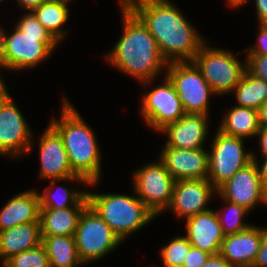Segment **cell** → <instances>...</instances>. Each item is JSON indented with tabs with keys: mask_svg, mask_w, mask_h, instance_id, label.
<instances>
[{
	"mask_svg": "<svg viewBox=\"0 0 267 267\" xmlns=\"http://www.w3.org/2000/svg\"><path fill=\"white\" fill-rule=\"evenodd\" d=\"M147 27L157 41L163 59L192 62L206 42L169 0H120Z\"/></svg>",
	"mask_w": 267,
	"mask_h": 267,
	"instance_id": "6da1fadb",
	"label": "cell"
},
{
	"mask_svg": "<svg viewBox=\"0 0 267 267\" xmlns=\"http://www.w3.org/2000/svg\"><path fill=\"white\" fill-rule=\"evenodd\" d=\"M120 5L123 17L122 37L105 58L124 74L136 78L142 85H148L162 69L166 70L168 63L143 22L123 2Z\"/></svg>",
	"mask_w": 267,
	"mask_h": 267,
	"instance_id": "7a4b0ae2",
	"label": "cell"
},
{
	"mask_svg": "<svg viewBox=\"0 0 267 267\" xmlns=\"http://www.w3.org/2000/svg\"><path fill=\"white\" fill-rule=\"evenodd\" d=\"M60 120L52 118L50 125L62 137L72 171L96 185L101 178V151L92 129L79 112L63 98Z\"/></svg>",
	"mask_w": 267,
	"mask_h": 267,
	"instance_id": "3957f363",
	"label": "cell"
},
{
	"mask_svg": "<svg viewBox=\"0 0 267 267\" xmlns=\"http://www.w3.org/2000/svg\"><path fill=\"white\" fill-rule=\"evenodd\" d=\"M58 43L28 12L19 19L12 34H5L2 67L10 71L34 68L51 55Z\"/></svg>",
	"mask_w": 267,
	"mask_h": 267,
	"instance_id": "277c9868",
	"label": "cell"
},
{
	"mask_svg": "<svg viewBox=\"0 0 267 267\" xmlns=\"http://www.w3.org/2000/svg\"><path fill=\"white\" fill-rule=\"evenodd\" d=\"M88 204L123 241L156 215L137 196L87 192Z\"/></svg>",
	"mask_w": 267,
	"mask_h": 267,
	"instance_id": "5b68a950",
	"label": "cell"
},
{
	"mask_svg": "<svg viewBox=\"0 0 267 267\" xmlns=\"http://www.w3.org/2000/svg\"><path fill=\"white\" fill-rule=\"evenodd\" d=\"M192 62L216 95L233 92L246 71V61L242 64L229 50L209 47L207 42Z\"/></svg>",
	"mask_w": 267,
	"mask_h": 267,
	"instance_id": "8992f818",
	"label": "cell"
},
{
	"mask_svg": "<svg viewBox=\"0 0 267 267\" xmlns=\"http://www.w3.org/2000/svg\"><path fill=\"white\" fill-rule=\"evenodd\" d=\"M74 238L79 258L85 265L104 257L122 242L89 204L80 214Z\"/></svg>",
	"mask_w": 267,
	"mask_h": 267,
	"instance_id": "52a82bcc",
	"label": "cell"
},
{
	"mask_svg": "<svg viewBox=\"0 0 267 267\" xmlns=\"http://www.w3.org/2000/svg\"><path fill=\"white\" fill-rule=\"evenodd\" d=\"M165 71L179 95L184 112L208 115L209 98L215 93L197 66L193 62H171Z\"/></svg>",
	"mask_w": 267,
	"mask_h": 267,
	"instance_id": "ba28073f",
	"label": "cell"
},
{
	"mask_svg": "<svg viewBox=\"0 0 267 267\" xmlns=\"http://www.w3.org/2000/svg\"><path fill=\"white\" fill-rule=\"evenodd\" d=\"M244 148V138L229 136L217 130L211 152H208L207 177L216 189L252 161V153L246 152Z\"/></svg>",
	"mask_w": 267,
	"mask_h": 267,
	"instance_id": "9c48e42d",
	"label": "cell"
},
{
	"mask_svg": "<svg viewBox=\"0 0 267 267\" xmlns=\"http://www.w3.org/2000/svg\"><path fill=\"white\" fill-rule=\"evenodd\" d=\"M133 173L135 194L158 216L170 205L176 180L160 160L144 165Z\"/></svg>",
	"mask_w": 267,
	"mask_h": 267,
	"instance_id": "30bf717a",
	"label": "cell"
},
{
	"mask_svg": "<svg viewBox=\"0 0 267 267\" xmlns=\"http://www.w3.org/2000/svg\"><path fill=\"white\" fill-rule=\"evenodd\" d=\"M164 78L163 84L145 93L141 99L143 120L158 132L185 114L173 84L166 76Z\"/></svg>",
	"mask_w": 267,
	"mask_h": 267,
	"instance_id": "8fae6325",
	"label": "cell"
},
{
	"mask_svg": "<svg viewBox=\"0 0 267 267\" xmlns=\"http://www.w3.org/2000/svg\"><path fill=\"white\" fill-rule=\"evenodd\" d=\"M30 128L11 96L0 106V156L21 157L33 148Z\"/></svg>",
	"mask_w": 267,
	"mask_h": 267,
	"instance_id": "7c38bea8",
	"label": "cell"
},
{
	"mask_svg": "<svg viewBox=\"0 0 267 267\" xmlns=\"http://www.w3.org/2000/svg\"><path fill=\"white\" fill-rule=\"evenodd\" d=\"M40 177L50 180L88 182L72 171L68 154L60 134L49 124L39 139Z\"/></svg>",
	"mask_w": 267,
	"mask_h": 267,
	"instance_id": "4fadbf2b",
	"label": "cell"
},
{
	"mask_svg": "<svg viewBox=\"0 0 267 267\" xmlns=\"http://www.w3.org/2000/svg\"><path fill=\"white\" fill-rule=\"evenodd\" d=\"M217 194L226 201L245 207L250 212L258 203L267 205V193L262 187L254 160L221 185L217 189Z\"/></svg>",
	"mask_w": 267,
	"mask_h": 267,
	"instance_id": "5bb4252c",
	"label": "cell"
},
{
	"mask_svg": "<svg viewBox=\"0 0 267 267\" xmlns=\"http://www.w3.org/2000/svg\"><path fill=\"white\" fill-rule=\"evenodd\" d=\"M217 193V189L208 179L176 180L170 205L167 210H173L178 217L188 218L210 208V199Z\"/></svg>",
	"mask_w": 267,
	"mask_h": 267,
	"instance_id": "9a60e30c",
	"label": "cell"
},
{
	"mask_svg": "<svg viewBox=\"0 0 267 267\" xmlns=\"http://www.w3.org/2000/svg\"><path fill=\"white\" fill-rule=\"evenodd\" d=\"M159 160L175 180L207 179L208 152L200 149L164 147Z\"/></svg>",
	"mask_w": 267,
	"mask_h": 267,
	"instance_id": "2e32d148",
	"label": "cell"
},
{
	"mask_svg": "<svg viewBox=\"0 0 267 267\" xmlns=\"http://www.w3.org/2000/svg\"><path fill=\"white\" fill-rule=\"evenodd\" d=\"M208 116L185 113L175 123L161 129L168 139L165 147L177 149H200L208 135Z\"/></svg>",
	"mask_w": 267,
	"mask_h": 267,
	"instance_id": "e0dca14e",
	"label": "cell"
},
{
	"mask_svg": "<svg viewBox=\"0 0 267 267\" xmlns=\"http://www.w3.org/2000/svg\"><path fill=\"white\" fill-rule=\"evenodd\" d=\"M262 241V228L249 226L232 235H226L219 254L235 267H252Z\"/></svg>",
	"mask_w": 267,
	"mask_h": 267,
	"instance_id": "ac0fdd59",
	"label": "cell"
},
{
	"mask_svg": "<svg viewBox=\"0 0 267 267\" xmlns=\"http://www.w3.org/2000/svg\"><path fill=\"white\" fill-rule=\"evenodd\" d=\"M185 235L193 247L211 255L218 254L224 233L214 210H207L186 218Z\"/></svg>",
	"mask_w": 267,
	"mask_h": 267,
	"instance_id": "d6986e66",
	"label": "cell"
},
{
	"mask_svg": "<svg viewBox=\"0 0 267 267\" xmlns=\"http://www.w3.org/2000/svg\"><path fill=\"white\" fill-rule=\"evenodd\" d=\"M39 195L36 190L21 192L8 200L0 211V231L17 225L40 222Z\"/></svg>",
	"mask_w": 267,
	"mask_h": 267,
	"instance_id": "ffe728a7",
	"label": "cell"
},
{
	"mask_svg": "<svg viewBox=\"0 0 267 267\" xmlns=\"http://www.w3.org/2000/svg\"><path fill=\"white\" fill-rule=\"evenodd\" d=\"M88 205L87 194L73 207L40 209L41 236H74L80 214Z\"/></svg>",
	"mask_w": 267,
	"mask_h": 267,
	"instance_id": "44dd1931",
	"label": "cell"
},
{
	"mask_svg": "<svg viewBox=\"0 0 267 267\" xmlns=\"http://www.w3.org/2000/svg\"><path fill=\"white\" fill-rule=\"evenodd\" d=\"M41 242L40 222L17 225L0 231V259L4 263L13 255L35 248Z\"/></svg>",
	"mask_w": 267,
	"mask_h": 267,
	"instance_id": "7402d4cb",
	"label": "cell"
},
{
	"mask_svg": "<svg viewBox=\"0 0 267 267\" xmlns=\"http://www.w3.org/2000/svg\"><path fill=\"white\" fill-rule=\"evenodd\" d=\"M259 129L257 110L240 106L232 107L218 127L223 134L244 139L256 136Z\"/></svg>",
	"mask_w": 267,
	"mask_h": 267,
	"instance_id": "603a6c76",
	"label": "cell"
},
{
	"mask_svg": "<svg viewBox=\"0 0 267 267\" xmlns=\"http://www.w3.org/2000/svg\"><path fill=\"white\" fill-rule=\"evenodd\" d=\"M71 0H47L32 13L40 24L58 41L64 40L67 31L62 28L69 18Z\"/></svg>",
	"mask_w": 267,
	"mask_h": 267,
	"instance_id": "cb8c5ba5",
	"label": "cell"
},
{
	"mask_svg": "<svg viewBox=\"0 0 267 267\" xmlns=\"http://www.w3.org/2000/svg\"><path fill=\"white\" fill-rule=\"evenodd\" d=\"M50 267H79L80 260L74 236H41Z\"/></svg>",
	"mask_w": 267,
	"mask_h": 267,
	"instance_id": "d4e9b609",
	"label": "cell"
},
{
	"mask_svg": "<svg viewBox=\"0 0 267 267\" xmlns=\"http://www.w3.org/2000/svg\"><path fill=\"white\" fill-rule=\"evenodd\" d=\"M233 92L237 106L257 110L267 101V82L254 77L246 70Z\"/></svg>",
	"mask_w": 267,
	"mask_h": 267,
	"instance_id": "484cf974",
	"label": "cell"
},
{
	"mask_svg": "<svg viewBox=\"0 0 267 267\" xmlns=\"http://www.w3.org/2000/svg\"><path fill=\"white\" fill-rule=\"evenodd\" d=\"M56 181L59 180H50V186L46 187L43 195H39L40 209L43 208H52V209H64L75 206L86 194L87 191H73L71 188L63 187L59 193L53 192V188L57 187ZM52 186V188H51ZM56 191V190H55ZM58 191V189H57ZM56 194V195H54Z\"/></svg>",
	"mask_w": 267,
	"mask_h": 267,
	"instance_id": "4316f807",
	"label": "cell"
},
{
	"mask_svg": "<svg viewBox=\"0 0 267 267\" xmlns=\"http://www.w3.org/2000/svg\"><path fill=\"white\" fill-rule=\"evenodd\" d=\"M222 200L227 203V207L225 206L223 208L227 209L229 216L228 214L226 216L225 214H220V212L218 211H216L215 213L225 236L239 233L251 226L248 223L245 224L244 221H242L245 215L248 214V209L236 203L226 201L223 198Z\"/></svg>",
	"mask_w": 267,
	"mask_h": 267,
	"instance_id": "83f0119b",
	"label": "cell"
},
{
	"mask_svg": "<svg viewBox=\"0 0 267 267\" xmlns=\"http://www.w3.org/2000/svg\"><path fill=\"white\" fill-rule=\"evenodd\" d=\"M191 246L186 236L173 238L167 245H164L160 249L164 267H183Z\"/></svg>",
	"mask_w": 267,
	"mask_h": 267,
	"instance_id": "f1b7e54d",
	"label": "cell"
},
{
	"mask_svg": "<svg viewBox=\"0 0 267 267\" xmlns=\"http://www.w3.org/2000/svg\"><path fill=\"white\" fill-rule=\"evenodd\" d=\"M4 263L6 267H50L46 250L42 244L13 255Z\"/></svg>",
	"mask_w": 267,
	"mask_h": 267,
	"instance_id": "f546056e",
	"label": "cell"
},
{
	"mask_svg": "<svg viewBox=\"0 0 267 267\" xmlns=\"http://www.w3.org/2000/svg\"><path fill=\"white\" fill-rule=\"evenodd\" d=\"M246 70L267 82V55H246Z\"/></svg>",
	"mask_w": 267,
	"mask_h": 267,
	"instance_id": "4dcf8cb0",
	"label": "cell"
},
{
	"mask_svg": "<svg viewBox=\"0 0 267 267\" xmlns=\"http://www.w3.org/2000/svg\"><path fill=\"white\" fill-rule=\"evenodd\" d=\"M211 254L200 250L199 248L190 247V250L185 258L183 267H200L210 257Z\"/></svg>",
	"mask_w": 267,
	"mask_h": 267,
	"instance_id": "1f68e13d",
	"label": "cell"
},
{
	"mask_svg": "<svg viewBox=\"0 0 267 267\" xmlns=\"http://www.w3.org/2000/svg\"><path fill=\"white\" fill-rule=\"evenodd\" d=\"M259 33H258V43L247 49V55H267V23H258Z\"/></svg>",
	"mask_w": 267,
	"mask_h": 267,
	"instance_id": "d6a6232c",
	"label": "cell"
},
{
	"mask_svg": "<svg viewBox=\"0 0 267 267\" xmlns=\"http://www.w3.org/2000/svg\"><path fill=\"white\" fill-rule=\"evenodd\" d=\"M252 267H267V228L262 229V241Z\"/></svg>",
	"mask_w": 267,
	"mask_h": 267,
	"instance_id": "836d02e7",
	"label": "cell"
},
{
	"mask_svg": "<svg viewBox=\"0 0 267 267\" xmlns=\"http://www.w3.org/2000/svg\"><path fill=\"white\" fill-rule=\"evenodd\" d=\"M262 157L264 158L263 163L260 164V162L257 160V157H255V154L252 153V160H254L255 164L257 165L262 187L267 193V156Z\"/></svg>",
	"mask_w": 267,
	"mask_h": 267,
	"instance_id": "e575fe53",
	"label": "cell"
},
{
	"mask_svg": "<svg viewBox=\"0 0 267 267\" xmlns=\"http://www.w3.org/2000/svg\"><path fill=\"white\" fill-rule=\"evenodd\" d=\"M200 267H235L230 264L223 256L219 253L210 255L209 259Z\"/></svg>",
	"mask_w": 267,
	"mask_h": 267,
	"instance_id": "d590c367",
	"label": "cell"
},
{
	"mask_svg": "<svg viewBox=\"0 0 267 267\" xmlns=\"http://www.w3.org/2000/svg\"><path fill=\"white\" fill-rule=\"evenodd\" d=\"M259 23H267V0H255Z\"/></svg>",
	"mask_w": 267,
	"mask_h": 267,
	"instance_id": "8d00e7d4",
	"label": "cell"
},
{
	"mask_svg": "<svg viewBox=\"0 0 267 267\" xmlns=\"http://www.w3.org/2000/svg\"><path fill=\"white\" fill-rule=\"evenodd\" d=\"M259 139V147L261 156H267V128H261L258 130L256 134Z\"/></svg>",
	"mask_w": 267,
	"mask_h": 267,
	"instance_id": "74e56055",
	"label": "cell"
},
{
	"mask_svg": "<svg viewBox=\"0 0 267 267\" xmlns=\"http://www.w3.org/2000/svg\"><path fill=\"white\" fill-rule=\"evenodd\" d=\"M47 0H17L18 4L27 12H32Z\"/></svg>",
	"mask_w": 267,
	"mask_h": 267,
	"instance_id": "f35d334b",
	"label": "cell"
},
{
	"mask_svg": "<svg viewBox=\"0 0 267 267\" xmlns=\"http://www.w3.org/2000/svg\"><path fill=\"white\" fill-rule=\"evenodd\" d=\"M258 122L261 128H267V101L258 109Z\"/></svg>",
	"mask_w": 267,
	"mask_h": 267,
	"instance_id": "ab89813d",
	"label": "cell"
},
{
	"mask_svg": "<svg viewBox=\"0 0 267 267\" xmlns=\"http://www.w3.org/2000/svg\"><path fill=\"white\" fill-rule=\"evenodd\" d=\"M10 96L8 90L6 89V85L4 83V79H2L0 75V106L6 101V99Z\"/></svg>",
	"mask_w": 267,
	"mask_h": 267,
	"instance_id": "60d3db41",
	"label": "cell"
},
{
	"mask_svg": "<svg viewBox=\"0 0 267 267\" xmlns=\"http://www.w3.org/2000/svg\"><path fill=\"white\" fill-rule=\"evenodd\" d=\"M5 32L4 29L0 27V68L2 67V59L4 53V42H5Z\"/></svg>",
	"mask_w": 267,
	"mask_h": 267,
	"instance_id": "b9f144b4",
	"label": "cell"
},
{
	"mask_svg": "<svg viewBox=\"0 0 267 267\" xmlns=\"http://www.w3.org/2000/svg\"><path fill=\"white\" fill-rule=\"evenodd\" d=\"M227 1H228L229 5H232V7H240L243 4L245 5V3L248 0H227Z\"/></svg>",
	"mask_w": 267,
	"mask_h": 267,
	"instance_id": "7bdbcfd3",
	"label": "cell"
}]
</instances>
